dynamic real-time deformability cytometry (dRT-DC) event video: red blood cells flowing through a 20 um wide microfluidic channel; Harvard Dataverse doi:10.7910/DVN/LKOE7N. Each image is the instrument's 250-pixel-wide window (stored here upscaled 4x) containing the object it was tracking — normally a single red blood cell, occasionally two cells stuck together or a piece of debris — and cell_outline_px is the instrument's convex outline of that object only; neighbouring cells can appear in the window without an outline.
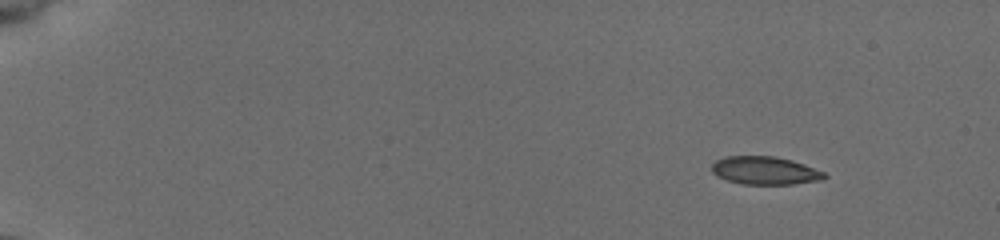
{"species": "common noctule bat (a hibernating species)", "species_latin": "Nyctalus noctula", "temperature_condition": "cold", "stored_images_in_passage": 49, "camera_frame_rate_fps": 3000, "um_per_image_px": 0.085, "animal": {"sex": "female", "body_mass_g": 19.5, "forearm_length_mm": 54.1}, "frame": {"image": 1, "passage_image": 1, "time_ms": 0.0, "image_size_px": [1000, 240], "cell_outline_px": [[828, 176], [824, 180], [792, 184], [744, 184], [728, 180], [716, 176], [712, 172], [712, 164], [716, 160], [724, 156], [776, 156], [792, 160], [804, 164], [824, 172]], "centroid_in_image_um": [65.04, 14.49], "position_along_channel_um": 20.0, "area_um2": 18.5}}
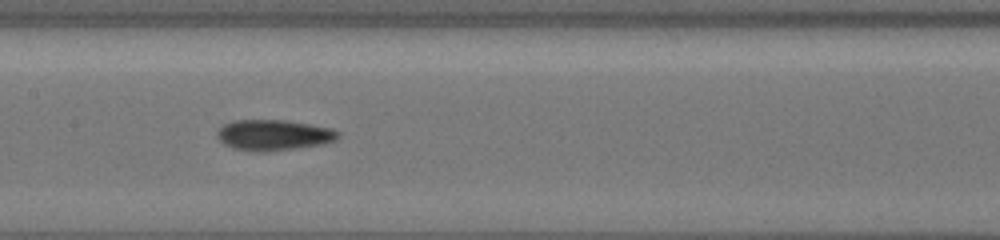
{"frame": {"image": 2, "passage_image": 24, "time_ms": 7.667, "image_size_px": [1000, 240], "cell_outline_px": [[340, 136], [336, 140], [324, 144], [264, 152], [252, 152], [232, 148], [224, 144], [216, 136], [216, 132], [224, 124], [232, 120], [284, 120], [332, 128], [340, 132]], "centroid_in_image_um": [23.24, 11.48], "position_along_channel_um": 184.2, "area_um2": 21.79}}
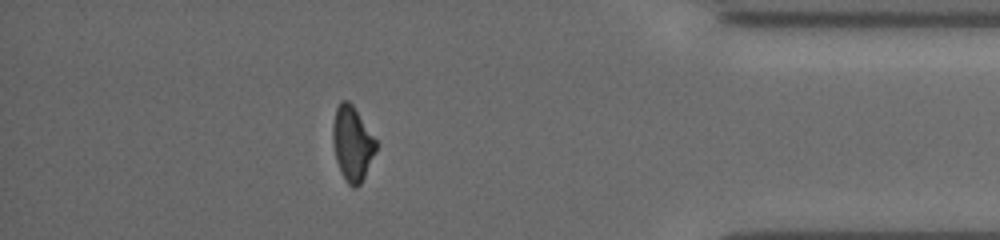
{"frame": {"image": 3, "passage_image": 43, "time_ms": 14.0, "image_size_px": [1000, 240], "cell_outline_px": [[376, 152], [360, 184], [356, 188], [352, 188], [348, 184], [336, 160], [332, 140], [332, 124], [336, 108], [340, 100], [348, 100], [352, 104], [376, 140]], "centroid_in_image_um": [29.93, 12.18], "position_along_channel_um": 405.3, "area_um2": 18.61}, "authors_computed_cell_mechanics": {"area_um2": 19.8254, "velocity_mm_per_s": 3.9425, "shape_relaxation_time_tau1_ms": 3.8229, "shape_relaxation_time_tau2_ms": 3.3482, "deformation_change_tau1": 0.1409, "deformation_change_tau2": 0.0976}}